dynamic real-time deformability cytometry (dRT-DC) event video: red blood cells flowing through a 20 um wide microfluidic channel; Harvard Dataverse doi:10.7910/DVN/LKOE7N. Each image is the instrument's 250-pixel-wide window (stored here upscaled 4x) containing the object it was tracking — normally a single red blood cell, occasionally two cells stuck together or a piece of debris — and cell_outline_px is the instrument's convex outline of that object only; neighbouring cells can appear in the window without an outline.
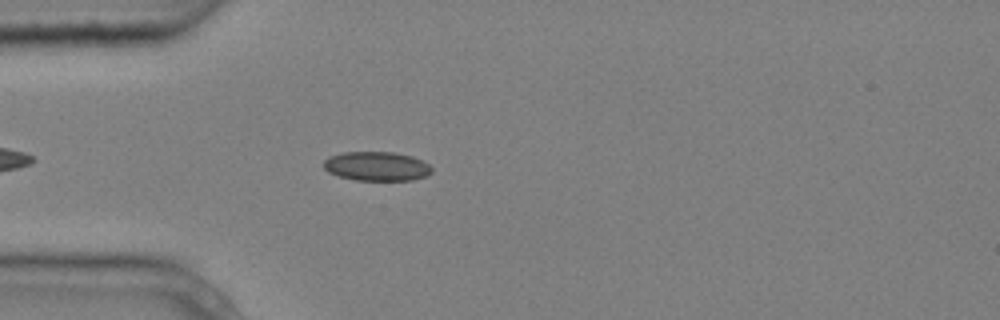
{"species": "common noctule bat (a hibernating species)", "species_latin": "Nyctalus noctula", "temperature_condition": "cold", "stored_images_in_passage": 2, "camera_frame_rate_fps": 3000, "um_per_image_px": 0.085, "animal": {"sex": "male", "body_mass_g": 20.4}, "frame": {"image": 1, "passage_image": 2, "time_ms": 0.333, "image_size_px": [1000, 320], "cell_outline_px": [[432, 172], [424, 176], [412, 180], [356, 180], [340, 176], [328, 172], [324, 168], [324, 160], [328, 156], [340, 152], [392, 152], [412, 156], [428, 164], [432, 168]], "centroid_in_image_um": [31.99, 14.12], "position_along_channel_um": 53.0, "area_um2": 18.32}}